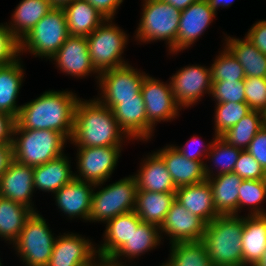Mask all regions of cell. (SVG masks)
<instances>
[{
    "label": "cell",
    "mask_w": 266,
    "mask_h": 266,
    "mask_svg": "<svg viewBox=\"0 0 266 266\" xmlns=\"http://www.w3.org/2000/svg\"><path fill=\"white\" fill-rule=\"evenodd\" d=\"M156 152L163 158L176 188L206 180L204 164L187 159L171 143L157 149Z\"/></svg>",
    "instance_id": "obj_23"
},
{
    "label": "cell",
    "mask_w": 266,
    "mask_h": 266,
    "mask_svg": "<svg viewBox=\"0 0 266 266\" xmlns=\"http://www.w3.org/2000/svg\"><path fill=\"white\" fill-rule=\"evenodd\" d=\"M20 57V40L5 22L0 23V66L8 65Z\"/></svg>",
    "instance_id": "obj_43"
},
{
    "label": "cell",
    "mask_w": 266,
    "mask_h": 266,
    "mask_svg": "<svg viewBox=\"0 0 266 266\" xmlns=\"http://www.w3.org/2000/svg\"><path fill=\"white\" fill-rule=\"evenodd\" d=\"M255 266H266V249L260 261Z\"/></svg>",
    "instance_id": "obj_55"
},
{
    "label": "cell",
    "mask_w": 266,
    "mask_h": 266,
    "mask_svg": "<svg viewBox=\"0 0 266 266\" xmlns=\"http://www.w3.org/2000/svg\"><path fill=\"white\" fill-rule=\"evenodd\" d=\"M266 172V127L263 125L246 149Z\"/></svg>",
    "instance_id": "obj_46"
},
{
    "label": "cell",
    "mask_w": 266,
    "mask_h": 266,
    "mask_svg": "<svg viewBox=\"0 0 266 266\" xmlns=\"http://www.w3.org/2000/svg\"><path fill=\"white\" fill-rule=\"evenodd\" d=\"M53 8L51 0H21L6 25L21 40Z\"/></svg>",
    "instance_id": "obj_31"
},
{
    "label": "cell",
    "mask_w": 266,
    "mask_h": 266,
    "mask_svg": "<svg viewBox=\"0 0 266 266\" xmlns=\"http://www.w3.org/2000/svg\"><path fill=\"white\" fill-rule=\"evenodd\" d=\"M39 212L26 220L18 238L11 244L23 266H47L57 235Z\"/></svg>",
    "instance_id": "obj_7"
},
{
    "label": "cell",
    "mask_w": 266,
    "mask_h": 266,
    "mask_svg": "<svg viewBox=\"0 0 266 266\" xmlns=\"http://www.w3.org/2000/svg\"><path fill=\"white\" fill-rule=\"evenodd\" d=\"M206 223L188 211L176 199L172 202L161 224L162 241L170 240L169 245L182 242L201 241L204 237Z\"/></svg>",
    "instance_id": "obj_15"
},
{
    "label": "cell",
    "mask_w": 266,
    "mask_h": 266,
    "mask_svg": "<svg viewBox=\"0 0 266 266\" xmlns=\"http://www.w3.org/2000/svg\"><path fill=\"white\" fill-rule=\"evenodd\" d=\"M125 141L130 143L131 140L121 130L110 108L95 97L78 100L69 141L73 147L126 146Z\"/></svg>",
    "instance_id": "obj_2"
},
{
    "label": "cell",
    "mask_w": 266,
    "mask_h": 266,
    "mask_svg": "<svg viewBox=\"0 0 266 266\" xmlns=\"http://www.w3.org/2000/svg\"><path fill=\"white\" fill-rule=\"evenodd\" d=\"M243 227V215H219L206 224L202 241L213 266H243Z\"/></svg>",
    "instance_id": "obj_3"
},
{
    "label": "cell",
    "mask_w": 266,
    "mask_h": 266,
    "mask_svg": "<svg viewBox=\"0 0 266 266\" xmlns=\"http://www.w3.org/2000/svg\"><path fill=\"white\" fill-rule=\"evenodd\" d=\"M223 44L239 61L246 77L266 78V55L261 53L245 36L232 37L225 34Z\"/></svg>",
    "instance_id": "obj_30"
},
{
    "label": "cell",
    "mask_w": 266,
    "mask_h": 266,
    "mask_svg": "<svg viewBox=\"0 0 266 266\" xmlns=\"http://www.w3.org/2000/svg\"><path fill=\"white\" fill-rule=\"evenodd\" d=\"M142 222L135 211L116 216L106 223L97 252L110 259L130 238Z\"/></svg>",
    "instance_id": "obj_26"
},
{
    "label": "cell",
    "mask_w": 266,
    "mask_h": 266,
    "mask_svg": "<svg viewBox=\"0 0 266 266\" xmlns=\"http://www.w3.org/2000/svg\"><path fill=\"white\" fill-rule=\"evenodd\" d=\"M68 36L63 8L54 7L20 40V55L30 53L35 58L42 60L44 58L48 61L60 49Z\"/></svg>",
    "instance_id": "obj_8"
},
{
    "label": "cell",
    "mask_w": 266,
    "mask_h": 266,
    "mask_svg": "<svg viewBox=\"0 0 266 266\" xmlns=\"http://www.w3.org/2000/svg\"><path fill=\"white\" fill-rule=\"evenodd\" d=\"M22 58L4 66H0V112L12 115L15 119L22 105L18 97L25 81V69Z\"/></svg>",
    "instance_id": "obj_27"
},
{
    "label": "cell",
    "mask_w": 266,
    "mask_h": 266,
    "mask_svg": "<svg viewBox=\"0 0 266 266\" xmlns=\"http://www.w3.org/2000/svg\"><path fill=\"white\" fill-rule=\"evenodd\" d=\"M216 137L217 136L213 134V138L211 142L204 144L203 140H201L202 137L193 135L189 140H186L185 145H181V146L179 145L177 146V144H172V145L178 152H180L187 159L199 161L204 164L206 160V156L210 152L211 146ZM193 144H195V147Z\"/></svg>",
    "instance_id": "obj_45"
},
{
    "label": "cell",
    "mask_w": 266,
    "mask_h": 266,
    "mask_svg": "<svg viewBox=\"0 0 266 266\" xmlns=\"http://www.w3.org/2000/svg\"><path fill=\"white\" fill-rule=\"evenodd\" d=\"M71 161L69 154L64 153L54 160L35 166L33 168L35 193L39 190L53 195L74 179Z\"/></svg>",
    "instance_id": "obj_24"
},
{
    "label": "cell",
    "mask_w": 266,
    "mask_h": 266,
    "mask_svg": "<svg viewBox=\"0 0 266 266\" xmlns=\"http://www.w3.org/2000/svg\"><path fill=\"white\" fill-rule=\"evenodd\" d=\"M239 188L238 216L246 207L247 216L266 215V179L242 180Z\"/></svg>",
    "instance_id": "obj_38"
},
{
    "label": "cell",
    "mask_w": 266,
    "mask_h": 266,
    "mask_svg": "<svg viewBox=\"0 0 266 266\" xmlns=\"http://www.w3.org/2000/svg\"><path fill=\"white\" fill-rule=\"evenodd\" d=\"M33 168L13 160L0 177V196L22 204L33 212H39L33 201Z\"/></svg>",
    "instance_id": "obj_19"
},
{
    "label": "cell",
    "mask_w": 266,
    "mask_h": 266,
    "mask_svg": "<svg viewBox=\"0 0 266 266\" xmlns=\"http://www.w3.org/2000/svg\"><path fill=\"white\" fill-rule=\"evenodd\" d=\"M105 183L106 181L95 184L90 223L106 224L118 215L135 210L138 186L133 174L103 186Z\"/></svg>",
    "instance_id": "obj_6"
},
{
    "label": "cell",
    "mask_w": 266,
    "mask_h": 266,
    "mask_svg": "<svg viewBox=\"0 0 266 266\" xmlns=\"http://www.w3.org/2000/svg\"><path fill=\"white\" fill-rule=\"evenodd\" d=\"M169 256L161 266H213L204 242L171 244Z\"/></svg>",
    "instance_id": "obj_36"
},
{
    "label": "cell",
    "mask_w": 266,
    "mask_h": 266,
    "mask_svg": "<svg viewBox=\"0 0 266 266\" xmlns=\"http://www.w3.org/2000/svg\"><path fill=\"white\" fill-rule=\"evenodd\" d=\"M174 200L175 193L137 191L134 211L142 222L155 224L160 227Z\"/></svg>",
    "instance_id": "obj_33"
},
{
    "label": "cell",
    "mask_w": 266,
    "mask_h": 266,
    "mask_svg": "<svg viewBox=\"0 0 266 266\" xmlns=\"http://www.w3.org/2000/svg\"><path fill=\"white\" fill-rule=\"evenodd\" d=\"M233 172L243 180L266 179V172L258 161L246 150L240 152Z\"/></svg>",
    "instance_id": "obj_44"
},
{
    "label": "cell",
    "mask_w": 266,
    "mask_h": 266,
    "mask_svg": "<svg viewBox=\"0 0 266 266\" xmlns=\"http://www.w3.org/2000/svg\"><path fill=\"white\" fill-rule=\"evenodd\" d=\"M13 160V145L0 144V177Z\"/></svg>",
    "instance_id": "obj_50"
},
{
    "label": "cell",
    "mask_w": 266,
    "mask_h": 266,
    "mask_svg": "<svg viewBox=\"0 0 266 266\" xmlns=\"http://www.w3.org/2000/svg\"><path fill=\"white\" fill-rule=\"evenodd\" d=\"M160 244L163 245L159 226L141 222L138 228L133 230L129 240L109 260L126 266V262L130 264L134 259L139 260V256L152 252L160 247Z\"/></svg>",
    "instance_id": "obj_22"
},
{
    "label": "cell",
    "mask_w": 266,
    "mask_h": 266,
    "mask_svg": "<svg viewBox=\"0 0 266 266\" xmlns=\"http://www.w3.org/2000/svg\"><path fill=\"white\" fill-rule=\"evenodd\" d=\"M74 178L94 184L108 182L115 171L123 146L76 147Z\"/></svg>",
    "instance_id": "obj_11"
},
{
    "label": "cell",
    "mask_w": 266,
    "mask_h": 266,
    "mask_svg": "<svg viewBox=\"0 0 266 266\" xmlns=\"http://www.w3.org/2000/svg\"><path fill=\"white\" fill-rule=\"evenodd\" d=\"M244 86L246 104L251 110L263 112L266 109V78L246 77Z\"/></svg>",
    "instance_id": "obj_42"
},
{
    "label": "cell",
    "mask_w": 266,
    "mask_h": 266,
    "mask_svg": "<svg viewBox=\"0 0 266 266\" xmlns=\"http://www.w3.org/2000/svg\"><path fill=\"white\" fill-rule=\"evenodd\" d=\"M141 3L142 11L133 34L134 41L137 45L164 41L168 54H175L181 11L163 0H143Z\"/></svg>",
    "instance_id": "obj_4"
},
{
    "label": "cell",
    "mask_w": 266,
    "mask_h": 266,
    "mask_svg": "<svg viewBox=\"0 0 266 266\" xmlns=\"http://www.w3.org/2000/svg\"><path fill=\"white\" fill-rule=\"evenodd\" d=\"M140 161L139 169L134 173L138 191L176 193V186L167 170L163 158L151 151Z\"/></svg>",
    "instance_id": "obj_21"
},
{
    "label": "cell",
    "mask_w": 266,
    "mask_h": 266,
    "mask_svg": "<svg viewBox=\"0 0 266 266\" xmlns=\"http://www.w3.org/2000/svg\"><path fill=\"white\" fill-rule=\"evenodd\" d=\"M49 61L65 76L70 75L77 80L93 75L98 83L100 73L92 64L85 36L69 35Z\"/></svg>",
    "instance_id": "obj_14"
},
{
    "label": "cell",
    "mask_w": 266,
    "mask_h": 266,
    "mask_svg": "<svg viewBox=\"0 0 266 266\" xmlns=\"http://www.w3.org/2000/svg\"><path fill=\"white\" fill-rule=\"evenodd\" d=\"M106 260L101 253L97 252L91 259L77 266H101Z\"/></svg>",
    "instance_id": "obj_53"
},
{
    "label": "cell",
    "mask_w": 266,
    "mask_h": 266,
    "mask_svg": "<svg viewBox=\"0 0 266 266\" xmlns=\"http://www.w3.org/2000/svg\"><path fill=\"white\" fill-rule=\"evenodd\" d=\"M94 187V183L72 179L52 195L58 212L64 213L70 221L80 219L89 222Z\"/></svg>",
    "instance_id": "obj_18"
},
{
    "label": "cell",
    "mask_w": 266,
    "mask_h": 266,
    "mask_svg": "<svg viewBox=\"0 0 266 266\" xmlns=\"http://www.w3.org/2000/svg\"><path fill=\"white\" fill-rule=\"evenodd\" d=\"M113 114L121 130L134 142L146 143L154 136V129L147 122L145 103L141 92L135 98L119 99L113 109Z\"/></svg>",
    "instance_id": "obj_17"
},
{
    "label": "cell",
    "mask_w": 266,
    "mask_h": 266,
    "mask_svg": "<svg viewBox=\"0 0 266 266\" xmlns=\"http://www.w3.org/2000/svg\"><path fill=\"white\" fill-rule=\"evenodd\" d=\"M164 2H167L168 4L174 6L179 11H183L186 9L190 4H193L194 2H197L199 0H163Z\"/></svg>",
    "instance_id": "obj_52"
},
{
    "label": "cell",
    "mask_w": 266,
    "mask_h": 266,
    "mask_svg": "<svg viewBox=\"0 0 266 266\" xmlns=\"http://www.w3.org/2000/svg\"><path fill=\"white\" fill-rule=\"evenodd\" d=\"M242 180L234 172L207 179L213 192L216 211L220 215H238L239 187Z\"/></svg>",
    "instance_id": "obj_32"
},
{
    "label": "cell",
    "mask_w": 266,
    "mask_h": 266,
    "mask_svg": "<svg viewBox=\"0 0 266 266\" xmlns=\"http://www.w3.org/2000/svg\"><path fill=\"white\" fill-rule=\"evenodd\" d=\"M212 81H241L246 78L239 61L223 46L211 64Z\"/></svg>",
    "instance_id": "obj_40"
},
{
    "label": "cell",
    "mask_w": 266,
    "mask_h": 266,
    "mask_svg": "<svg viewBox=\"0 0 266 266\" xmlns=\"http://www.w3.org/2000/svg\"><path fill=\"white\" fill-rule=\"evenodd\" d=\"M69 141L55 130L14 129L13 156L18 163L39 166L65 153Z\"/></svg>",
    "instance_id": "obj_5"
},
{
    "label": "cell",
    "mask_w": 266,
    "mask_h": 266,
    "mask_svg": "<svg viewBox=\"0 0 266 266\" xmlns=\"http://www.w3.org/2000/svg\"><path fill=\"white\" fill-rule=\"evenodd\" d=\"M210 96L214 103L245 102L244 80L241 81H212Z\"/></svg>",
    "instance_id": "obj_41"
},
{
    "label": "cell",
    "mask_w": 266,
    "mask_h": 266,
    "mask_svg": "<svg viewBox=\"0 0 266 266\" xmlns=\"http://www.w3.org/2000/svg\"><path fill=\"white\" fill-rule=\"evenodd\" d=\"M263 124L266 127V109L263 111Z\"/></svg>",
    "instance_id": "obj_57"
},
{
    "label": "cell",
    "mask_w": 266,
    "mask_h": 266,
    "mask_svg": "<svg viewBox=\"0 0 266 266\" xmlns=\"http://www.w3.org/2000/svg\"><path fill=\"white\" fill-rule=\"evenodd\" d=\"M84 236L69 231L59 233L47 266H77L91 259L97 253V244Z\"/></svg>",
    "instance_id": "obj_20"
},
{
    "label": "cell",
    "mask_w": 266,
    "mask_h": 266,
    "mask_svg": "<svg viewBox=\"0 0 266 266\" xmlns=\"http://www.w3.org/2000/svg\"><path fill=\"white\" fill-rule=\"evenodd\" d=\"M245 37L263 54L266 55V19L255 21Z\"/></svg>",
    "instance_id": "obj_47"
},
{
    "label": "cell",
    "mask_w": 266,
    "mask_h": 266,
    "mask_svg": "<svg viewBox=\"0 0 266 266\" xmlns=\"http://www.w3.org/2000/svg\"><path fill=\"white\" fill-rule=\"evenodd\" d=\"M243 266H255L266 249V215H244L241 237Z\"/></svg>",
    "instance_id": "obj_28"
},
{
    "label": "cell",
    "mask_w": 266,
    "mask_h": 266,
    "mask_svg": "<svg viewBox=\"0 0 266 266\" xmlns=\"http://www.w3.org/2000/svg\"><path fill=\"white\" fill-rule=\"evenodd\" d=\"M174 99L183 111L210 97L212 87L211 67L199 64L186 65L169 77Z\"/></svg>",
    "instance_id": "obj_12"
},
{
    "label": "cell",
    "mask_w": 266,
    "mask_h": 266,
    "mask_svg": "<svg viewBox=\"0 0 266 266\" xmlns=\"http://www.w3.org/2000/svg\"><path fill=\"white\" fill-rule=\"evenodd\" d=\"M141 94L145 103L147 122L155 129L158 123L171 122L180 116L170 81L163 82L148 73L145 75Z\"/></svg>",
    "instance_id": "obj_13"
},
{
    "label": "cell",
    "mask_w": 266,
    "mask_h": 266,
    "mask_svg": "<svg viewBox=\"0 0 266 266\" xmlns=\"http://www.w3.org/2000/svg\"><path fill=\"white\" fill-rule=\"evenodd\" d=\"M216 17L217 13L210 7L208 0L194 2L181 11L175 42V54L169 55H177L193 47L194 43L209 29Z\"/></svg>",
    "instance_id": "obj_16"
},
{
    "label": "cell",
    "mask_w": 266,
    "mask_h": 266,
    "mask_svg": "<svg viewBox=\"0 0 266 266\" xmlns=\"http://www.w3.org/2000/svg\"><path fill=\"white\" fill-rule=\"evenodd\" d=\"M15 118L5 112H0V144H13Z\"/></svg>",
    "instance_id": "obj_48"
},
{
    "label": "cell",
    "mask_w": 266,
    "mask_h": 266,
    "mask_svg": "<svg viewBox=\"0 0 266 266\" xmlns=\"http://www.w3.org/2000/svg\"><path fill=\"white\" fill-rule=\"evenodd\" d=\"M175 199L206 224L220 215L216 211L213 192L207 179L197 184L177 188Z\"/></svg>",
    "instance_id": "obj_25"
},
{
    "label": "cell",
    "mask_w": 266,
    "mask_h": 266,
    "mask_svg": "<svg viewBox=\"0 0 266 266\" xmlns=\"http://www.w3.org/2000/svg\"><path fill=\"white\" fill-rule=\"evenodd\" d=\"M33 211L11 199L0 196V239L12 244L21 233Z\"/></svg>",
    "instance_id": "obj_34"
},
{
    "label": "cell",
    "mask_w": 266,
    "mask_h": 266,
    "mask_svg": "<svg viewBox=\"0 0 266 266\" xmlns=\"http://www.w3.org/2000/svg\"><path fill=\"white\" fill-rule=\"evenodd\" d=\"M2 258L0 257V266H4L3 264H2V262H3V260H1ZM2 261V262H1Z\"/></svg>",
    "instance_id": "obj_58"
},
{
    "label": "cell",
    "mask_w": 266,
    "mask_h": 266,
    "mask_svg": "<svg viewBox=\"0 0 266 266\" xmlns=\"http://www.w3.org/2000/svg\"><path fill=\"white\" fill-rule=\"evenodd\" d=\"M146 74L130 63L105 70L99 75L96 86L99 92L95 98L112 110L119 104V99L135 98L141 92Z\"/></svg>",
    "instance_id": "obj_10"
},
{
    "label": "cell",
    "mask_w": 266,
    "mask_h": 266,
    "mask_svg": "<svg viewBox=\"0 0 266 266\" xmlns=\"http://www.w3.org/2000/svg\"><path fill=\"white\" fill-rule=\"evenodd\" d=\"M214 111L213 133L221 136L245 117L251 109L246 103L224 102L216 103Z\"/></svg>",
    "instance_id": "obj_39"
},
{
    "label": "cell",
    "mask_w": 266,
    "mask_h": 266,
    "mask_svg": "<svg viewBox=\"0 0 266 266\" xmlns=\"http://www.w3.org/2000/svg\"><path fill=\"white\" fill-rule=\"evenodd\" d=\"M101 266H125V265L115 264L107 259ZM126 266H130V265L127 264Z\"/></svg>",
    "instance_id": "obj_56"
},
{
    "label": "cell",
    "mask_w": 266,
    "mask_h": 266,
    "mask_svg": "<svg viewBox=\"0 0 266 266\" xmlns=\"http://www.w3.org/2000/svg\"><path fill=\"white\" fill-rule=\"evenodd\" d=\"M263 125V112L251 110L220 137L228 144L241 150H246Z\"/></svg>",
    "instance_id": "obj_37"
},
{
    "label": "cell",
    "mask_w": 266,
    "mask_h": 266,
    "mask_svg": "<svg viewBox=\"0 0 266 266\" xmlns=\"http://www.w3.org/2000/svg\"><path fill=\"white\" fill-rule=\"evenodd\" d=\"M73 0H51L54 7H63L65 4L72 2Z\"/></svg>",
    "instance_id": "obj_54"
},
{
    "label": "cell",
    "mask_w": 266,
    "mask_h": 266,
    "mask_svg": "<svg viewBox=\"0 0 266 266\" xmlns=\"http://www.w3.org/2000/svg\"><path fill=\"white\" fill-rule=\"evenodd\" d=\"M106 19H115L119 7L124 0H86Z\"/></svg>",
    "instance_id": "obj_49"
},
{
    "label": "cell",
    "mask_w": 266,
    "mask_h": 266,
    "mask_svg": "<svg viewBox=\"0 0 266 266\" xmlns=\"http://www.w3.org/2000/svg\"><path fill=\"white\" fill-rule=\"evenodd\" d=\"M80 97L72 90H47L23 103L14 129L55 130L70 141L76 104Z\"/></svg>",
    "instance_id": "obj_1"
},
{
    "label": "cell",
    "mask_w": 266,
    "mask_h": 266,
    "mask_svg": "<svg viewBox=\"0 0 266 266\" xmlns=\"http://www.w3.org/2000/svg\"><path fill=\"white\" fill-rule=\"evenodd\" d=\"M69 35H90L106 18L86 0H73L63 7Z\"/></svg>",
    "instance_id": "obj_29"
},
{
    "label": "cell",
    "mask_w": 266,
    "mask_h": 266,
    "mask_svg": "<svg viewBox=\"0 0 266 266\" xmlns=\"http://www.w3.org/2000/svg\"><path fill=\"white\" fill-rule=\"evenodd\" d=\"M241 151L240 148L228 144L220 136H217L213 141L210 152L207 154L204 163V174L206 179L233 172ZM207 161L210 163L209 165Z\"/></svg>",
    "instance_id": "obj_35"
},
{
    "label": "cell",
    "mask_w": 266,
    "mask_h": 266,
    "mask_svg": "<svg viewBox=\"0 0 266 266\" xmlns=\"http://www.w3.org/2000/svg\"><path fill=\"white\" fill-rule=\"evenodd\" d=\"M128 37L129 34L114 19H106L86 37L92 64L99 73L129 64L123 57Z\"/></svg>",
    "instance_id": "obj_9"
},
{
    "label": "cell",
    "mask_w": 266,
    "mask_h": 266,
    "mask_svg": "<svg viewBox=\"0 0 266 266\" xmlns=\"http://www.w3.org/2000/svg\"><path fill=\"white\" fill-rule=\"evenodd\" d=\"M235 0H208V3L210 5V7L216 12L219 10V8L221 7L223 9H228L231 7L232 4H234Z\"/></svg>",
    "instance_id": "obj_51"
}]
</instances>
